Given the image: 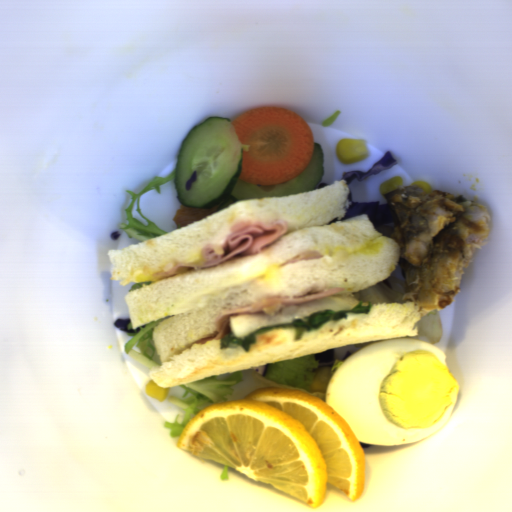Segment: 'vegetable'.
Listing matches in <instances>:
<instances>
[{"mask_svg": "<svg viewBox=\"0 0 512 512\" xmlns=\"http://www.w3.org/2000/svg\"><path fill=\"white\" fill-rule=\"evenodd\" d=\"M173 179H176V170L168 175H155L142 192H134L128 189L130 203L125 207L128 222H121L119 226L124 233L141 242L169 233L162 231L154 221H150L143 215L141 212V197L148 191H155L160 194L162 186Z\"/></svg>", "mask_w": 512, "mask_h": 512, "instance_id": "obj_2", "label": "vegetable"}, {"mask_svg": "<svg viewBox=\"0 0 512 512\" xmlns=\"http://www.w3.org/2000/svg\"><path fill=\"white\" fill-rule=\"evenodd\" d=\"M228 478H229V467L224 465L223 472H222V474L220 476V480L222 482L223 481H228Z\"/></svg>", "mask_w": 512, "mask_h": 512, "instance_id": "obj_7", "label": "vegetable"}, {"mask_svg": "<svg viewBox=\"0 0 512 512\" xmlns=\"http://www.w3.org/2000/svg\"><path fill=\"white\" fill-rule=\"evenodd\" d=\"M165 318L159 317L133 328L131 322L127 324V330H133L134 333H128L131 339L126 342L124 352L126 356L135 359L149 369L160 366L161 360L153 341V330Z\"/></svg>", "mask_w": 512, "mask_h": 512, "instance_id": "obj_3", "label": "vegetable"}, {"mask_svg": "<svg viewBox=\"0 0 512 512\" xmlns=\"http://www.w3.org/2000/svg\"><path fill=\"white\" fill-rule=\"evenodd\" d=\"M151 283H154V282L153 281L152 282H134L133 285L130 288V292L133 291V290H136L138 288H141L143 286L149 285Z\"/></svg>", "mask_w": 512, "mask_h": 512, "instance_id": "obj_6", "label": "vegetable"}, {"mask_svg": "<svg viewBox=\"0 0 512 512\" xmlns=\"http://www.w3.org/2000/svg\"><path fill=\"white\" fill-rule=\"evenodd\" d=\"M405 294V273L398 266L389 276L378 283L353 293L354 299L373 303H405L409 299H403Z\"/></svg>", "mask_w": 512, "mask_h": 512, "instance_id": "obj_4", "label": "vegetable"}, {"mask_svg": "<svg viewBox=\"0 0 512 512\" xmlns=\"http://www.w3.org/2000/svg\"><path fill=\"white\" fill-rule=\"evenodd\" d=\"M377 341L334 348V361L331 366H319L314 352L268 363L264 376L250 368L178 385L184 390L183 396L172 395L168 402L183 410L173 422L164 421L163 426L170 431V437L181 436L191 419L205 407L244 399L249 393L262 387L294 389L316 396L326 403L327 387L342 362L356 351Z\"/></svg>", "mask_w": 512, "mask_h": 512, "instance_id": "obj_1", "label": "vegetable"}, {"mask_svg": "<svg viewBox=\"0 0 512 512\" xmlns=\"http://www.w3.org/2000/svg\"><path fill=\"white\" fill-rule=\"evenodd\" d=\"M416 333V336L398 338H417L432 345L438 346L443 333L440 310L429 311L426 316L421 315V319L417 324Z\"/></svg>", "mask_w": 512, "mask_h": 512, "instance_id": "obj_5", "label": "vegetable"}]
</instances>
